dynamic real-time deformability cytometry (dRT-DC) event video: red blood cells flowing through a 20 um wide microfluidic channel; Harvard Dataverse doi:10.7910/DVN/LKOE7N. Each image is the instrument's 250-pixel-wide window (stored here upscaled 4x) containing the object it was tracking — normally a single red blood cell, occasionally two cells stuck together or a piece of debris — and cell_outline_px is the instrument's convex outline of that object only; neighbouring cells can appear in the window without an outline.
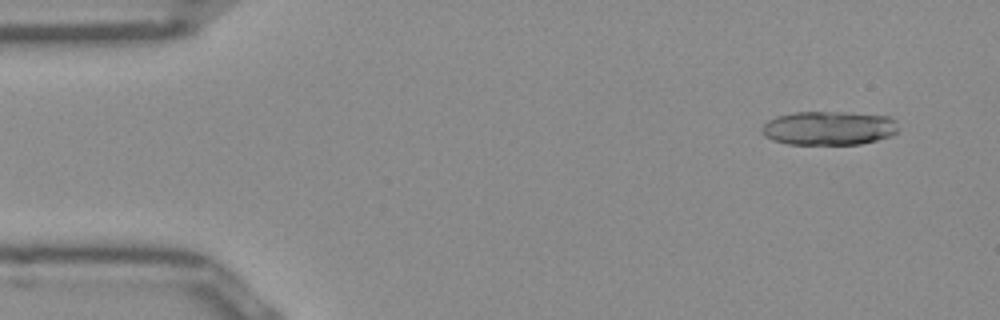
{"species": "Egyptian fruit bat (a non-hibernating species)", "species_latin": "Rousettus aegyptiacus", "temperature_condition": "room temperature", "stored_images_in_passage": 49, "camera_frame_rate_fps": 3000, "um_per_image_px": 0.085, "frame": {"image": 1, "passage_image": 2, "time_ms": 0.333, "image_size_px": [1000, 320], "cell_outline_px": [[896, 132], [892, 136], [860, 144], [788, 144], [772, 140], [764, 136], [760, 132], [760, 128], [768, 120], [776, 116], [792, 112], [844, 112], [888, 116], [896, 120]], "centroid_in_image_um": [70.4, 10.89], "position_along_channel_um": 14.6, "area_um2": 27.11}}
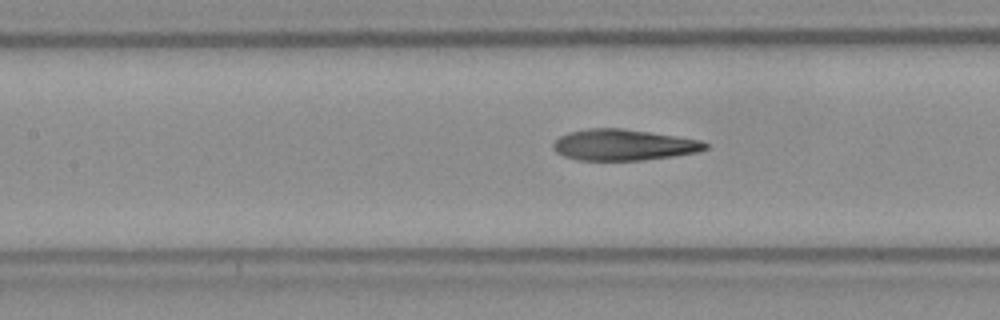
{"frame": {"image": 2, "passage_image": 20, "time_ms": 6.333, "image_size_px": [1000, 320], "cell_outline_px": [[708, 148], [696, 152], [672, 156], [640, 160], [580, 160], [564, 156], [556, 152], [552, 148], [552, 144], [560, 136], [568, 132], [588, 128], [624, 128], [676, 136], [700, 140], [708, 144]], "centroid_in_image_um": [52.97, 12.31], "position_along_channel_um": 154.4, "area_um2": 27.46}}
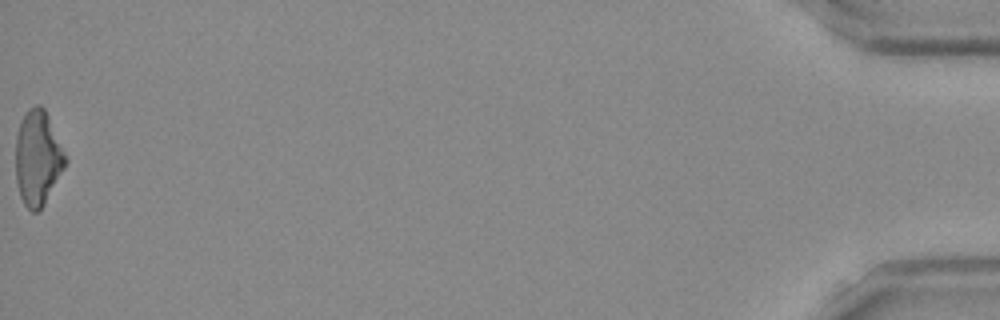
{"frame": {"image": 3, "passage_image": 49, "time_ms": 16.0, "image_size_px": [1000, 320], "cell_outline_px": [[68, 160], [64, 168], [44, 204], [36, 212], [32, 212], [24, 204], [20, 196], [16, 180], [16, 136], [20, 120], [28, 108], [36, 104], [40, 104], [44, 108], [48, 116]], "centroid_in_image_um": [3.19, 13.4], "position_along_channel_um": 432.0, "area_um2": 27.34}, "authors_computed_cell_mechanics": {"area_um2": 27.6862, "velocity_mm_per_s": 3.9691, "shape_relaxation_time_tau1_ms": 7.6264, "shape_relaxation_time_tau2_ms": 2.602, "deformation_change_tau1": 0.2453, "deformation_change_tau2": 0.1279}}